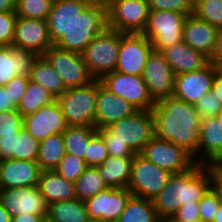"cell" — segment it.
Segmentation results:
<instances>
[{
  "instance_id": "6da1fadb",
  "label": "cell",
  "mask_w": 222,
  "mask_h": 222,
  "mask_svg": "<svg viewBox=\"0 0 222 222\" xmlns=\"http://www.w3.org/2000/svg\"><path fill=\"white\" fill-rule=\"evenodd\" d=\"M151 112L155 136L181 146L198 164L202 118L195 105L171 96L155 102Z\"/></svg>"
},
{
  "instance_id": "7a4b0ae2",
  "label": "cell",
  "mask_w": 222,
  "mask_h": 222,
  "mask_svg": "<svg viewBox=\"0 0 222 222\" xmlns=\"http://www.w3.org/2000/svg\"><path fill=\"white\" fill-rule=\"evenodd\" d=\"M211 165L195 164L191 169L172 174L167 185L153 199L161 219H170L183 204L198 202L210 189Z\"/></svg>"
},
{
  "instance_id": "3957f363",
  "label": "cell",
  "mask_w": 222,
  "mask_h": 222,
  "mask_svg": "<svg viewBox=\"0 0 222 222\" xmlns=\"http://www.w3.org/2000/svg\"><path fill=\"white\" fill-rule=\"evenodd\" d=\"M107 28V10L102 6L88 4L73 20L71 29L55 45L81 54L92 40Z\"/></svg>"
},
{
  "instance_id": "277c9868",
  "label": "cell",
  "mask_w": 222,
  "mask_h": 222,
  "mask_svg": "<svg viewBox=\"0 0 222 222\" xmlns=\"http://www.w3.org/2000/svg\"><path fill=\"white\" fill-rule=\"evenodd\" d=\"M98 79L69 88L57 98L68 126L95 127Z\"/></svg>"
},
{
  "instance_id": "5b68a950",
  "label": "cell",
  "mask_w": 222,
  "mask_h": 222,
  "mask_svg": "<svg viewBox=\"0 0 222 222\" xmlns=\"http://www.w3.org/2000/svg\"><path fill=\"white\" fill-rule=\"evenodd\" d=\"M122 32L110 28L98 34L81 53L86 67L95 79L115 71Z\"/></svg>"
},
{
  "instance_id": "8992f818",
  "label": "cell",
  "mask_w": 222,
  "mask_h": 222,
  "mask_svg": "<svg viewBox=\"0 0 222 222\" xmlns=\"http://www.w3.org/2000/svg\"><path fill=\"white\" fill-rule=\"evenodd\" d=\"M186 17V14L174 11H150L143 35L150 40L154 50L161 51L183 41Z\"/></svg>"
},
{
  "instance_id": "52a82bcc",
  "label": "cell",
  "mask_w": 222,
  "mask_h": 222,
  "mask_svg": "<svg viewBox=\"0 0 222 222\" xmlns=\"http://www.w3.org/2000/svg\"><path fill=\"white\" fill-rule=\"evenodd\" d=\"M107 128L113 133V139L126 143L135 154H139L155 136L151 110H138L132 116L122 118Z\"/></svg>"
},
{
  "instance_id": "ba28073f",
  "label": "cell",
  "mask_w": 222,
  "mask_h": 222,
  "mask_svg": "<svg viewBox=\"0 0 222 222\" xmlns=\"http://www.w3.org/2000/svg\"><path fill=\"white\" fill-rule=\"evenodd\" d=\"M171 175L167 170L136 154L132 163L128 189L133 196L153 200L167 185Z\"/></svg>"
},
{
  "instance_id": "9c48e42d",
  "label": "cell",
  "mask_w": 222,
  "mask_h": 222,
  "mask_svg": "<svg viewBox=\"0 0 222 222\" xmlns=\"http://www.w3.org/2000/svg\"><path fill=\"white\" fill-rule=\"evenodd\" d=\"M43 56L62 78L67 89L85 86L95 80L80 53L52 45Z\"/></svg>"
},
{
  "instance_id": "30bf717a",
  "label": "cell",
  "mask_w": 222,
  "mask_h": 222,
  "mask_svg": "<svg viewBox=\"0 0 222 222\" xmlns=\"http://www.w3.org/2000/svg\"><path fill=\"white\" fill-rule=\"evenodd\" d=\"M139 154L171 174L185 172L196 164L193 156L184 148L156 136Z\"/></svg>"
},
{
  "instance_id": "8fae6325",
  "label": "cell",
  "mask_w": 222,
  "mask_h": 222,
  "mask_svg": "<svg viewBox=\"0 0 222 222\" xmlns=\"http://www.w3.org/2000/svg\"><path fill=\"white\" fill-rule=\"evenodd\" d=\"M148 0H118L108 11V28L143 34L149 16Z\"/></svg>"
},
{
  "instance_id": "7c38bea8",
  "label": "cell",
  "mask_w": 222,
  "mask_h": 222,
  "mask_svg": "<svg viewBox=\"0 0 222 222\" xmlns=\"http://www.w3.org/2000/svg\"><path fill=\"white\" fill-rule=\"evenodd\" d=\"M100 81L110 92L130 102L138 110H152L155 106L142 76L113 71L105 74Z\"/></svg>"
},
{
  "instance_id": "4fadbf2b",
  "label": "cell",
  "mask_w": 222,
  "mask_h": 222,
  "mask_svg": "<svg viewBox=\"0 0 222 222\" xmlns=\"http://www.w3.org/2000/svg\"><path fill=\"white\" fill-rule=\"evenodd\" d=\"M153 50L150 40L143 34L122 33L115 71L142 76Z\"/></svg>"
},
{
  "instance_id": "5bb4252c",
  "label": "cell",
  "mask_w": 222,
  "mask_h": 222,
  "mask_svg": "<svg viewBox=\"0 0 222 222\" xmlns=\"http://www.w3.org/2000/svg\"><path fill=\"white\" fill-rule=\"evenodd\" d=\"M131 196L128 188H107L85 200L91 222H117Z\"/></svg>"
},
{
  "instance_id": "9a60e30c",
  "label": "cell",
  "mask_w": 222,
  "mask_h": 222,
  "mask_svg": "<svg viewBox=\"0 0 222 222\" xmlns=\"http://www.w3.org/2000/svg\"><path fill=\"white\" fill-rule=\"evenodd\" d=\"M175 73L160 51L153 50L144 68L148 93L154 102L173 96Z\"/></svg>"
},
{
  "instance_id": "2e32d148",
  "label": "cell",
  "mask_w": 222,
  "mask_h": 222,
  "mask_svg": "<svg viewBox=\"0 0 222 222\" xmlns=\"http://www.w3.org/2000/svg\"><path fill=\"white\" fill-rule=\"evenodd\" d=\"M52 45L47 20L17 17L13 47L43 55Z\"/></svg>"
},
{
  "instance_id": "e0dca14e",
  "label": "cell",
  "mask_w": 222,
  "mask_h": 222,
  "mask_svg": "<svg viewBox=\"0 0 222 222\" xmlns=\"http://www.w3.org/2000/svg\"><path fill=\"white\" fill-rule=\"evenodd\" d=\"M0 204L13 217L22 213L47 215V204L38 186L0 188Z\"/></svg>"
},
{
  "instance_id": "ac0fdd59",
  "label": "cell",
  "mask_w": 222,
  "mask_h": 222,
  "mask_svg": "<svg viewBox=\"0 0 222 222\" xmlns=\"http://www.w3.org/2000/svg\"><path fill=\"white\" fill-rule=\"evenodd\" d=\"M217 66L209 63L206 67L175 76L173 96L189 104H195L212 88Z\"/></svg>"
},
{
  "instance_id": "d6986e66",
  "label": "cell",
  "mask_w": 222,
  "mask_h": 222,
  "mask_svg": "<svg viewBox=\"0 0 222 222\" xmlns=\"http://www.w3.org/2000/svg\"><path fill=\"white\" fill-rule=\"evenodd\" d=\"M23 127L39 142L53 134H61L68 127L61 106L56 100L24 117Z\"/></svg>"
},
{
  "instance_id": "ffe728a7",
  "label": "cell",
  "mask_w": 222,
  "mask_h": 222,
  "mask_svg": "<svg viewBox=\"0 0 222 222\" xmlns=\"http://www.w3.org/2000/svg\"><path fill=\"white\" fill-rule=\"evenodd\" d=\"M138 109L130 102L116 96L104 87L98 79V96L95 112V128L102 129L112 123L132 116Z\"/></svg>"
},
{
  "instance_id": "44dd1931",
  "label": "cell",
  "mask_w": 222,
  "mask_h": 222,
  "mask_svg": "<svg viewBox=\"0 0 222 222\" xmlns=\"http://www.w3.org/2000/svg\"><path fill=\"white\" fill-rule=\"evenodd\" d=\"M41 169L36 161L0 160V188L37 186Z\"/></svg>"
},
{
  "instance_id": "7402d4cb",
  "label": "cell",
  "mask_w": 222,
  "mask_h": 222,
  "mask_svg": "<svg viewBox=\"0 0 222 222\" xmlns=\"http://www.w3.org/2000/svg\"><path fill=\"white\" fill-rule=\"evenodd\" d=\"M219 30L191 14L186 17L183 24V42L211 59L216 48Z\"/></svg>"
},
{
  "instance_id": "603a6c76",
  "label": "cell",
  "mask_w": 222,
  "mask_h": 222,
  "mask_svg": "<svg viewBox=\"0 0 222 222\" xmlns=\"http://www.w3.org/2000/svg\"><path fill=\"white\" fill-rule=\"evenodd\" d=\"M89 4L87 0H54L47 17L49 34L55 45L71 29L73 20Z\"/></svg>"
},
{
  "instance_id": "cb8c5ba5",
  "label": "cell",
  "mask_w": 222,
  "mask_h": 222,
  "mask_svg": "<svg viewBox=\"0 0 222 222\" xmlns=\"http://www.w3.org/2000/svg\"><path fill=\"white\" fill-rule=\"evenodd\" d=\"M198 164H222V124L216 117L202 119Z\"/></svg>"
},
{
  "instance_id": "d4e9b609",
  "label": "cell",
  "mask_w": 222,
  "mask_h": 222,
  "mask_svg": "<svg viewBox=\"0 0 222 222\" xmlns=\"http://www.w3.org/2000/svg\"><path fill=\"white\" fill-rule=\"evenodd\" d=\"M38 56L37 53L16 49L13 46L0 47V86H5L19 75L29 77Z\"/></svg>"
},
{
  "instance_id": "484cf974",
  "label": "cell",
  "mask_w": 222,
  "mask_h": 222,
  "mask_svg": "<svg viewBox=\"0 0 222 222\" xmlns=\"http://www.w3.org/2000/svg\"><path fill=\"white\" fill-rule=\"evenodd\" d=\"M175 75L200 70L210 63L203 53L192 49L183 41L160 51Z\"/></svg>"
},
{
  "instance_id": "4316f807",
  "label": "cell",
  "mask_w": 222,
  "mask_h": 222,
  "mask_svg": "<svg viewBox=\"0 0 222 222\" xmlns=\"http://www.w3.org/2000/svg\"><path fill=\"white\" fill-rule=\"evenodd\" d=\"M37 186L47 205L77 198L75 183L61 177L54 170L41 171Z\"/></svg>"
},
{
  "instance_id": "83f0119b",
  "label": "cell",
  "mask_w": 222,
  "mask_h": 222,
  "mask_svg": "<svg viewBox=\"0 0 222 222\" xmlns=\"http://www.w3.org/2000/svg\"><path fill=\"white\" fill-rule=\"evenodd\" d=\"M134 157L108 156L97 170L108 188H128Z\"/></svg>"
},
{
  "instance_id": "f1b7e54d",
  "label": "cell",
  "mask_w": 222,
  "mask_h": 222,
  "mask_svg": "<svg viewBox=\"0 0 222 222\" xmlns=\"http://www.w3.org/2000/svg\"><path fill=\"white\" fill-rule=\"evenodd\" d=\"M29 79L40 84L56 99L67 90L62 78L43 55H39L35 60Z\"/></svg>"
},
{
  "instance_id": "f546056e",
  "label": "cell",
  "mask_w": 222,
  "mask_h": 222,
  "mask_svg": "<svg viewBox=\"0 0 222 222\" xmlns=\"http://www.w3.org/2000/svg\"><path fill=\"white\" fill-rule=\"evenodd\" d=\"M47 216L54 222H91L85 202L78 198L48 204Z\"/></svg>"
},
{
  "instance_id": "4dcf8cb0",
  "label": "cell",
  "mask_w": 222,
  "mask_h": 222,
  "mask_svg": "<svg viewBox=\"0 0 222 222\" xmlns=\"http://www.w3.org/2000/svg\"><path fill=\"white\" fill-rule=\"evenodd\" d=\"M65 155L63 135L53 134L40 141L37 163L41 171L54 170Z\"/></svg>"
},
{
  "instance_id": "1f68e13d",
  "label": "cell",
  "mask_w": 222,
  "mask_h": 222,
  "mask_svg": "<svg viewBox=\"0 0 222 222\" xmlns=\"http://www.w3.org/2000/svg\"><path fill=\"white\" fill-rule=\"evenodd\" d=\"M153 200L131 196L117 222H160Z\"/></svg>"
},
{
  "instance_id": "d6a6232c",
  "label": "cell",
  "mask_w": 222,
  "mask_h": 222,
  "mask_svg": "<svg viewBox=\"0 0 222 222\" xmlns=\"http://www.w3.org/2000/svg\"><path fill=\"white\" fill-rule=\"evenodd\" d=\"M57 99L40 84L29 81L26 92L16 110L23 116L34 114L41 107L50 105Z\"/></svg>"
},
{
  "instance_id": "836d02e7",
  "label": "cell",
  "mask_w": 222,
  "mask_h": 222,
  "mask_svg": "<svg viewBox=\"0 0 222 222\" xmlns=\"http://www.w3.org/2000/svg\"><path fill=\"white\" fill-rule=\"evenodd\" d=\"M97 133L95 127L68 126L62 133L65 153L85 159L89 140Z\"/></svg>"
},
{
  "instance_id": "e575fe53",
  "label": "cell",
  "mask_w": 222,
  "mask_h": 222,
  "mask_svg": "<svg viewBox=\"0 0 222 222\" xmlns=\"http://www.w3.org/2000/svg\"><path fill=\"white\" fill-rule=\"evenodd\" d=\"M107 188L96 167L88 166L75 181L76 196L83 201Z\"/></svg>"
},
{
  "instance_id": "d590c367",
  "label": "cell",
  "mask_w": 222,
  "mask_h": 222,
  "mask_svg": "<svg viewBox=\"0 0 222 222\" xmlns=\"http://www.w3.org/2000/svg\"><path fill=\"white\" fill-rule=\"evenodd\" d=\"M54 0H16L17 17L46 20Z\"/></svg>"
},
{
  "instance_id": "8d00e7d4",
  "label": "cell",
  "mask_w": 222,
  "mask_h": 222,
  "mask_svg": "<svg viewBox=\"0 0 222 222\" xmlns=\"http://www.w3.org/2000/svg\"><path fill=\"white\" fill-rule=\"evenodd\" d=\"M193 14L200 20L222 28V0H201L194 7Z\"/></svg>"
},
{
  "instance_id": "74e56055",
  "label": "cell",
  "mask_w": 222,
  "mask_h": 222,
  "mask_svg": "<svg viewBox=\"0 0 222 222\" xmlns=\"http://www.w3.org/2000/svg\"><path fill=\"white\" fill-rule=\"evenodd\" d=\"M39 144L40 142L23 127L16 137L15 159L37 161Z\"/></svg>"
},
{
  "instance_id": "f35d334b",
  "label": "cell",
  "mask_w": 222,
  "mask_h": 222,
  "mask_svg": "<svg viewBox=\"0 0 222 222\" xmlns=\"http://www.w3.org/2000/svg\"><path fill=\"white\" fill-rule=\"evenodd\" d=\"M87 167L84 159L65 153L54 171L66 180L75 183Z\"/></svg>"
},
{
  "instance_id": "ab89813d",
  "label": "cell",
  "mask_w": 222,
  "mask_h": 222,
  "mask_svg": "<svg viewBox=\"0 0 222 222\" xmlns=\"http://www.w3.org/2000/svg\"><path fill=\"white\" fill-rule=\"evenodd\" d=\"M109 156L104 139L97 132L87 145V153L85 154V163L90 167L100 166Z\"/></svg>"
},
{
  "instance_id": "60d3db41",
  "label": "cell",
  "mask_w": 222,
  "mask_h": 222,
  "mask_svg": "<svg viewBox=\"0 0 222 222\" xmlns=\"http://www.w3.org/2000/svg\"><path fill=\"white\" fill-rule=\"evenodd\" d=\"M97 132L104 139L108 154L113 157H134L133 150L119 139H113V133L107 128L98 129Z\"/></svg>"
},
{
  "instance_id": "b9f144b4",
  "label": "cell",
  "mask_w": 222,
  "mask_h": 222,
  "mask_svg": "<svg viewBox=\"0 0 222 222\" xmlns=\"http://www.w3.org/2000/svg\"><path fill=\"white\" fill-rule=\"evenodd\" d=\"M24 117L16 110L0 111V135H19Z\"/></svg>"
},
{
  "instance_id": "7bdbcfd3",
  "label": "cell",
  "mask_w": 222,
  "mask_h": 222,
  "mask_svg": "<svg viewBox=\"0 0 222 222\" xmlns=\"http://www.w3.org/2000/svg\"><path fill=\"white\" fill-rule=\"evenodd\" d=\"M148 4L150 11H174L187 16L194 11L188 0H148Z\"/></svg>"
},
{
  "instance_id": "ee69618b",
  "label": "cell",
  "mask_w": 222,
  "mask_h": 222,
  "mask_svg": "<svg viewBox=\"0 0 222 222\" xmlns=\"http://www.w3.org/2000/svg\"><path fill=\"white\" fill-rule=\"evenodd\" d=\"M16 21L15 12L0 13V47L12 46Z\"/></svg>"
},
{
  "instance_id": "f6af8a7d",
  "label": "cell",
  "mask_w": 222,
  "mask_h": 222,
  "mask_svg": "<svg viewBox=\"0 0 222 222\" xmlns=\"http://www.w3.org/2000/svg\"><path fill=\"white\" fill-rule=\"evenodd\" d=\"M201 222H213L220 202L211 189L198 201Z\"/></svg>"
},
{
  "instance_id": "bcb514c9",
  "label": "cell",
  "mask_w": 222,
  "mask_h": 222,
  "mask_svg": "<svg viewBox=\"0 0 222 222\" xmlns=\"http://www.w3.org/2000/svg\"><path fill=\"white\" fill-rule=\"evenodd\" d=\"M194 105L202 119L215 117L222 109V104L211 91L202 96Z\"/></svg>"
},
{
  "instance_id": "7dc6e473",
  "label": "cell",
  "mask_w": 222,
  "mask_h": 222,
  "mask_svg": "<svg viewBox=\"0 0 222 222\" xmlns=\"http://www.w3.org/2000/svg\"><path fill=\"white\" fill-rule=\"evenodd\" d=\"M30 79L28 76L19 75L12 78L4 87L8 89L10 100L17 107L24 93Z\"/></svg>"
},
{
  "instance_id": "c3c4849f",
  "label": "cell",
  "mask_w": 222,
  "mask_h": 222,
  "mask_svg": "<svg viewBox=\"0 0 222 222\" xmlns=\"http://www.w3.org/2000/svg\"><path fill=\"white\" fill-rule=\"evenodd\" d=\"M169 220L171 222H201L198 202L183 204Z\"/></svg>"
},
{
  "instance_id": "681fc988",
  "label": "cell",
  "mask_w": 222,
  "mask_h": 222,
  "mask_svg": "<svg viewBox=\"0 0 222 222\" xmlns=\"http://www.w3.org/2000/svg\"><path fill=\"white\" fill-rule=\"evenodd\" d=\"M19 135H0V160L15 159L16 137Z\"/></svg>"
},
{
  "instance_id": "f907efd6",
  "label": "cell",
  "mask_w": 222,
  "mask_h": 222,
  "mask_svg": "<svg viewBox=\"0 0 222 222\" xmlns=\"http://www.w3.org/2000/svg\"><path fill=\"white\" fill-rule=\"evenodd\" d=\"M210 189L213 191L218 201L222 204V166L211 165Z\"/></svg>"
},
{
  "instance_id": "816d5d0a",
  "label": "cell",
  "mask_w": 222,
  "mask_h": 222,
  "mask_svg": "<svg viewBox=\"0 0 222 222\" xmlns=\"http://www.w3.org/2000/svg\"><path fill=\"white\" fill-rule=\"evenodd\" d=\"M17 107L10 100L8 89L4 86H0V111H8L16 109Z\"/></svg>"
},
{
  "instance_id": "f5cc1de1",
  "label": "cell",
  "mask_w": 222,
  "mask_h": 222,
  "mask_svg": "<svg viewBox=\"0 0 222 222\" xmlns=\"http://www.w3.org/2000/svg\"><path fill=\"white\" fill-rule=\"evenodd\" d=\"M222 61V28L218 32L215 51L210 62L217 66Z\"/></svg>"
},
{
  "instance_id": "db71d44e",
  "label": "cell",
  "mask_w": 222,
  "mask_h": 222,
  "mask_svg": "<svg viewBox=\"0 0 222 222\" xmlns=\"http://www.w3.org/2000/svg\"><path fill=\"white\" fill-rule=\"evenodd\" d=\"M211 92H213V94L222 104V74H220L218 71L215 73Z\"/></svg>"
},
{
  "instance_id": "11a10c76",
  "label": "cell",
  "mask_w": 222,
  "mask_h": 222,
  "mask_svg": "<svg viewBox=\"0 0 222 222\" xmlns=\"http://www.w3.org/2000/svg\"><path fill=\"white\" fill-rule=\"evenodd\" d=\"M46 215H34L28 213H22L21 215H15L12 217L11 222H40L42 217Z\"/></svg>"
},
{
  "instance_id": "9f6ffc18",
  "label": "cell",
  "mask_w": 222,
  "mask_h": 222,
  "mask_svg": "<svg viewBox=\"0 0 222 222\" xmlns=\"http://www.w3.org/2000/svg\"><path fill=\"white\" fill-rule=\"evenodd\" d=\"M16 0H0V13L15 12Z\"/></svg>"
},
{
  "instance_id": "6f0895ef",
  "label": "cell",
  "mask_w": 222,
  "mask_h": 222,
  "mask_svg": "<svg viewBox=\"0 0 222 222\" xmlns=\"http://www.w3.org/2000/svg\"><path fill=\"white\" fill-rule=\"evenodd\" d=\"M89 4H94L104 7L107 11L118 1V0H87Z\"/></svg>"
},
{
  "instance_id": "680465c9",
  "label": "cell",
  "mask_w": 222,
  "mask_h": 222,
  "mask_svg": "<svg viewBox=\"0 0 222 222\" xmlns=\"http://www.w3.org/2000/svg\"><path fill=\"white\" fill-rule=\"evenodd\" d=\"M12 216L9 212L0 204V222H11Z\"/></svg>"
},
{
  "instance_id": "91938a15",
  "label": "cell",
  "mask_w": 222,
  "mask_h": 222,
  "mask_svg": "<svg viewBox=\"0 0 222 222\" xmlns=\"http://www.w3.org/2000/svg\"><path fill=\"white\" fill-rule=\"evenodd\" d=\"M213 222H222V204L220 203L219 209L216 212Z\"/></svg>"
},
{
  "instance_id": "94428289",
  "label": "cell",
  "mask_w": 222,
  "mask_h": 222,
  "mask_svg": "<svg viewBox=\"0 0 222 222\" xmlns=\"http://www.w3.org/2000/svg\"><path fill=\"white\" fill-rule=\"evenodd\" d=\"M40 222H54L53 220H51L47 215L45 217H42V219L40 220Z\"/></svg>"
},
{
  "instance_id": "6125c7cd",
  "label": "cell",
  "mask_w": 222,
  "mask_h": 222,
  "mask_svg": "<svg viewBox=\"0 0 222 222\" xmlns=\"http://www.w3.org/2000/svg\"><path fill=\"white\" fill-rule=\"evenodd\" d=\"M218 121H220V123L222 124V109L219 111V113L215 116Z\"/></svg>"
},
{
  "instance_id": "be15d7a7",
  "label": "cell",
  "mask_w": 222,
  "mask_h": 222,
  "mask_svg": "<svg viewBox=\"0 0 222 222\" xmlns=\"http://www.w3.org/2000/svg\"><path fill=\"white\" fill-rule=\"evenodd\" d=\"M188 1L193 7H195L201 0H188Z\"/></svg>"
},
{
  "instance_id": "e7e4bbea",
  "label": "cell",
  "mask_w": 222,
  "mask_h": 222,
  "mask_svg": "<svg viewBox=\"0 0 222 222\" xmlns=\"http://www.w3.org/2000/svg\"><path fill=\"white\" fill-rule=\"evenodd\" d=\"M218 72L222 74V61L217 65Z\"/></svg>"
},
{
  "instance_id": "03108f58",
  "label": "cell",
  "mask_w": 222,
  "mask_h": 222,
  "mask_svg": "<svg viewBox=\"0 0 222 222\" xmlns=\"http://www.w3.org/2000/svg\"><path fill=\"white\" fill-rule=\"evenodd\" d=\"M160 222H171L169 219H162Z\"/></svg>"
}]
</instances>
